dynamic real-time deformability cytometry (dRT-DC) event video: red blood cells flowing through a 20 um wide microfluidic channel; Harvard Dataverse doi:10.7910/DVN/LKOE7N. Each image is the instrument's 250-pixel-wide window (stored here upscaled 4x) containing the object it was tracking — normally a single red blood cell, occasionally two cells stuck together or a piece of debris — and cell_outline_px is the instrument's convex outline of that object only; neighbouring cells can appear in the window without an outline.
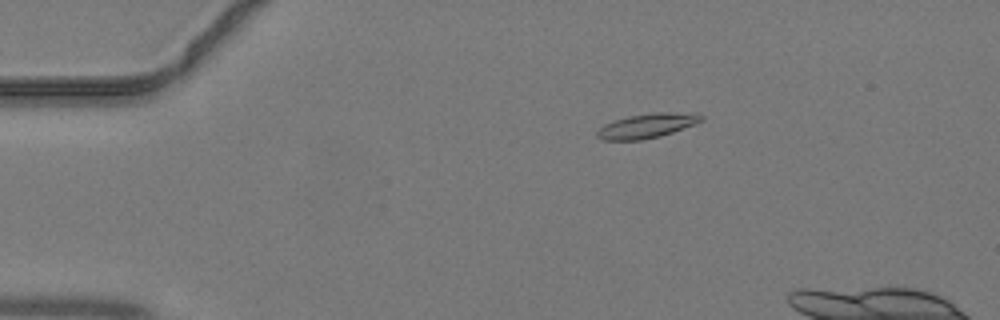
{"species": "common noctule bat (a hibernating species)", "species_latin": "Nyctalus noctula", "temperature_condition": "warm", "stored_images_in_passage": 34, "camera_frame_rate_fps": 3000, "um_per_image_px": 0.085, "animal": {"sex": "male", "body_mass_g": 19.2, "forearm_length_mm": 51.8}, "frame": {"image": 1, "passage_image": 1, "time_ms": 0.0, "image_size_px": [1000, 320], "cell_outline_px": [[704, 120], [696, 124], [660, 136], [640, 140], [604, 140], [596, 136], [596, 132], [604, 124], [628, 116], [656, 112], [696, 112], [704, 116]], "centroid_in_image_um": [55.06, 10.67], "position_along_channel_um": 29.9, "area_um2": 14.97}}
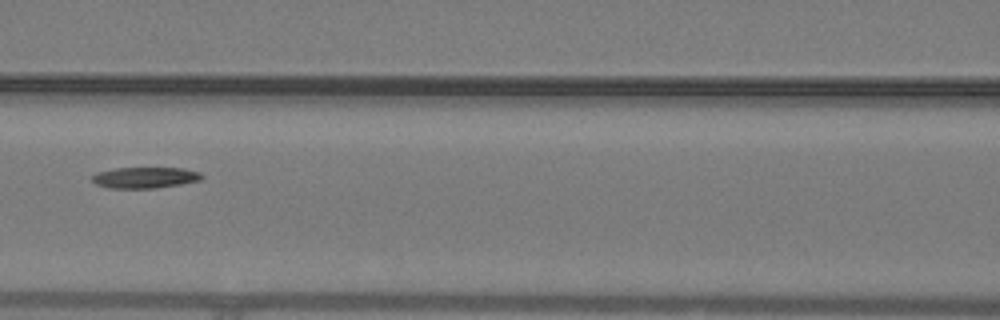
{"frame": {"image": 2, "passage_image": 13, "time_ms": 4.0, "image_size_px": [1000, 320], "cell_outline_px": [[204, 176], [200, 180], [180, 184], [156, 188], [108, 188], [96, 184], [92, 180], [92, 176], [96, 172], [116, 168], [184, 168], [200, 172]], "centroid_in_image_um": [12.32, 15.09], "position_along_channel_um": 154.3, "area_um2": 13.47}}
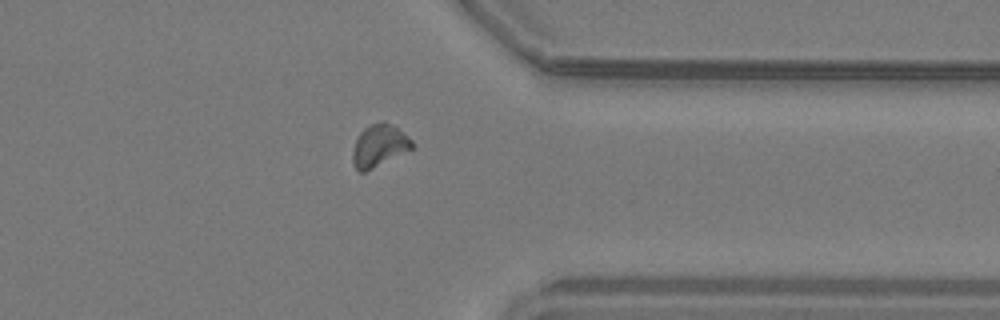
{"frame": {"image": 3, "passage_image": 28, "time_ms": 9.0, "image_size_px": [1000, 320], "cell_outline_px": [[412, 148], [364, 172], [360, 172], [356, 168], [352, 160], [352, 152], [356, 140], [360, 132], [364, 128], [372, 124], [384, 120], [396, 128], [412, 140]], "centroid_in_image_um": [32.19, 12.37], "position_along_channel_um": 379.2, "area_um2": 14.1}}